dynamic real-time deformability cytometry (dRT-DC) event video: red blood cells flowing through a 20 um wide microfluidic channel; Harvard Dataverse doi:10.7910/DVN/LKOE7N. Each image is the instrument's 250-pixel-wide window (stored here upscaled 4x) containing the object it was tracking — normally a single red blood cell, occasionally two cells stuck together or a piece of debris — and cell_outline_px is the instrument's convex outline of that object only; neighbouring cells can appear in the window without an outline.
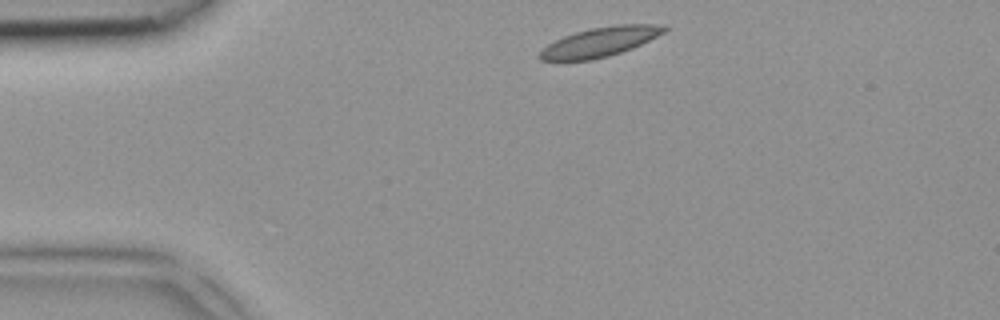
{"species": "common noctule bat (a hibernating species)", "species_latin": "Nyctalus noctula", "temperature_condition": "room temperature", "stored_images_in_passage": 2, "camera_frame_rate_fps": 3000, "um_per_image_px": 0.085, "animal": {"sex": "female", "body_mass_g": 18.4}, "frame": {"image": 1, "passage_image": 1, "time_ms": 0.0, "image_size_px": [1000, 320], "cell_outline_px": [[668, 28], [664, 32], [632, 48], [608, 56], [592, 60], [540, 60], [536, 56], [548, 44], [564, 36], [576, 32], [592, 28], [616, 24], [668, 24]], "centroid_in_image_um": [51.02, 3.55], "position_along_channel_um": 34.0, "area_um2": 21.15}}